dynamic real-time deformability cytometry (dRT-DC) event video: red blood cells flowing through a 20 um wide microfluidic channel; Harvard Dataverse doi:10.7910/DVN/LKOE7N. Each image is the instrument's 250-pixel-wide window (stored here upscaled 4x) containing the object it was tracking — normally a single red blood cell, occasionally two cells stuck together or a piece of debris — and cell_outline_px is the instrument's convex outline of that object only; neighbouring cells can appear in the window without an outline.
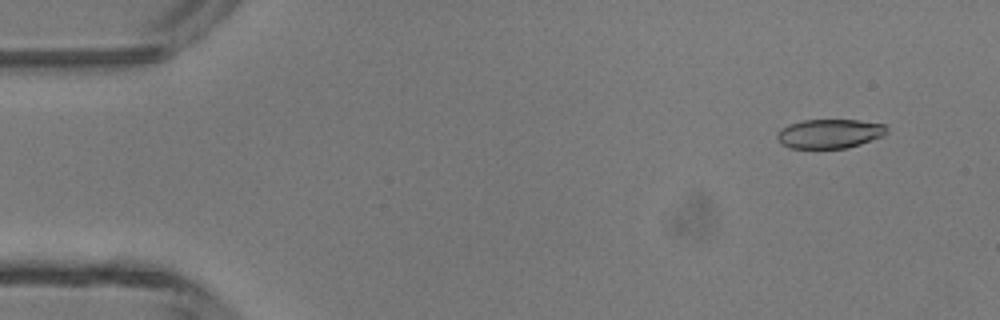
{"species": "common noctule bat (a hibernating species)", "species_latin": "Nyctalus noctula", "temperature_condition": "room temperature", "stored_images_in_passage": 47, "camera_frame_rate_fps": 3000, "um_per_image_px": 0.085, "animal": {"sex": "male", "body_mass_g": 13.3}, "frame": {"image": 1, "passage_image": 4, "time_ms": 1.0, "image_size_px": [1000, 320], "cell_outline_px": [[888, 132], [884, 136], [860, 144], [844, 148], [792, 148], [780, 144], [776, 136], [780, 128], [788, 124], [800, 120], [860, 120], [884, 124], [888, 128]], "centroid_in_image_um": [70.51, 11.35], "position_along_channel_um": 14.5, "area_um2": 18.84}}
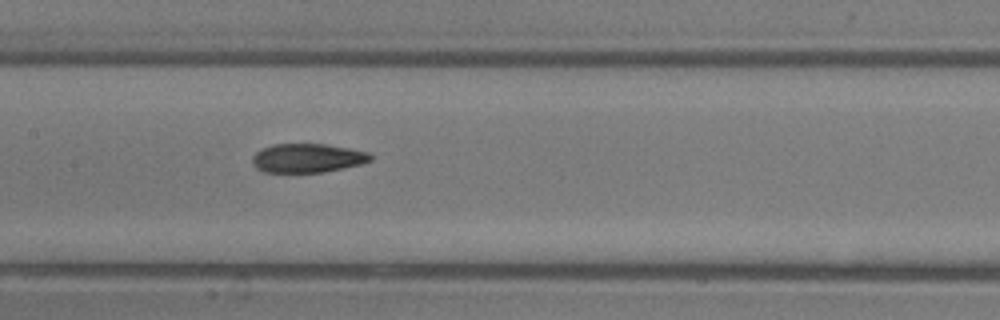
{"frame": {"image": 2, "passage_image": 23, "time_ms": 7.333, "image_size_px": [1000, 320], "cell_outline_px": [[372, 160], [360, 164], [324, 172], [264, 172], [256, 168], [252, 164], [252, 156], [256, 152], [272, 144], [324, 144], [348, 148], [368, 152], [372, 156]], "centroid_in_image_um": [26.11, 13.44], "position_along_channel_um": 181.3, "area_um2": 19.83}}
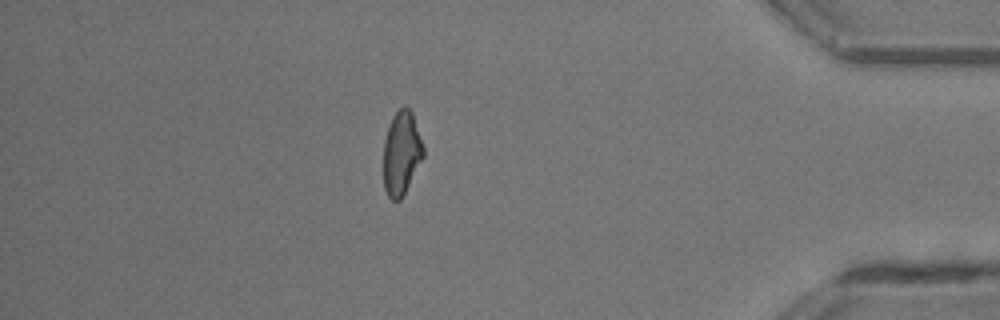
{"frame": {"image": 3, "passage_image": 41, "time_ms": 13.333, "image_size_px": [1000, 320], "cell_outline_px": [[424, 156], [400, 200], [392, 200], [388, 196], [384, 188], [384, 140], [392, 116], [404, 104], [412, 112], [424, 148]], "centroid_in_image_um": [34.12, 12.99], "position_along_channel_um": 401.1, "area_um2": 19.25}, "authors_computed_cell_mechanics": {"area_um2": 20.1144, "velocity_mm_per_s": 4.3888, "shape_relaxation_time_tau1_ms": 8.5723, "shape_relaxation_time_tau2_ms": 2.2019, "deformation_change_tau1": 0.2335, "deformation_change_tau2": 0.0876}}